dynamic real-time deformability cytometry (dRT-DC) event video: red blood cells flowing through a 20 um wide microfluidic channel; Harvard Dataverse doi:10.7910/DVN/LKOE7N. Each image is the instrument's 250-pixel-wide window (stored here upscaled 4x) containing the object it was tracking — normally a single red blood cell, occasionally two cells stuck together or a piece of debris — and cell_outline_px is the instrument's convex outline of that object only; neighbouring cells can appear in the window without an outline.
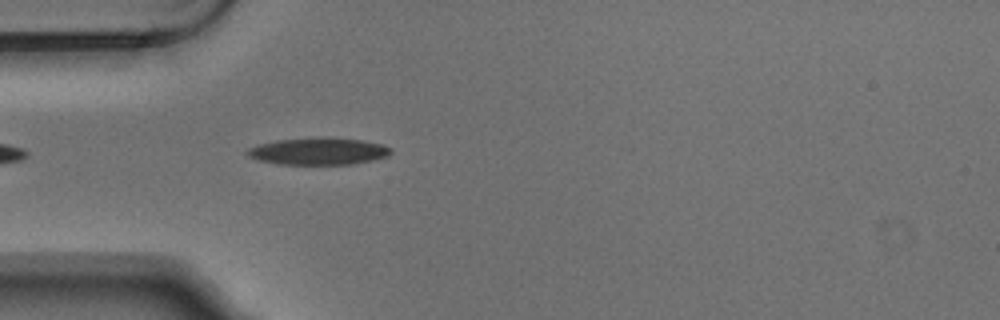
{"species": "Egyptian fruit bat (a non-hibernating species)", "species_latin": "Rousettus aegyptiacus", "temperature_condition": "warm", "stored_images_in_passage": 4, "camera_frame_rate_fps": 3000, "um_per_image_px": 0.085, "animal": {"sex": "male"}, "frame": {"image": 1, "passage_image": 3, "time_ms": 0.667, "image_size_px": [1000, 320], "cell_outline_px": [[392, 152], [388, 156], [372, 160], [352, 164], [276, 164], [260, 160], [248, 156], [244, 152], [248, 148], [260, 144], [276, 140], [360, 140], [380, 144], [392, 148]], "centroid_in_image_um": [27.04, 12.91], "position_along_channel_um": 58.0, "area_um2": 21.5}}